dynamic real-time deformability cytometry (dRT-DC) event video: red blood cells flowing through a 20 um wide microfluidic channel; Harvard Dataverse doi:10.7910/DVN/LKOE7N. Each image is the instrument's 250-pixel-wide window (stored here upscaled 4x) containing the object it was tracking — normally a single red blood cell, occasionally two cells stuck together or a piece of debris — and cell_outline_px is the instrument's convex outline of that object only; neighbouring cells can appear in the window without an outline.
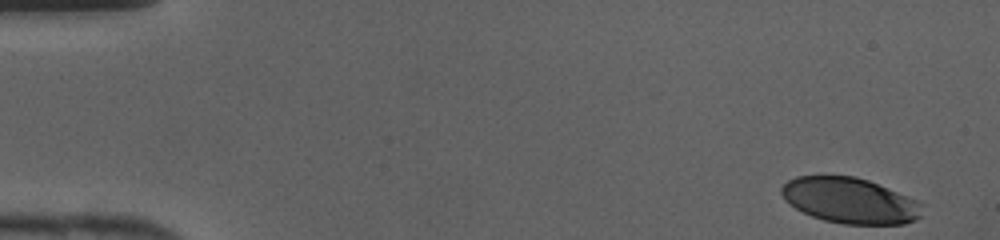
{"species": "human", "species_latin": "Homo sapiens", "temperature_condition": "cold", "stored_images_in_passage": 41, "camera_frame_rate_fps": 3000, "um_per_image_px": 0.085, "donor": {"sex": "female"}, "frame": {"image": 1, "passage_image": 1, "time_ms": 0.0, "image_size_px": [1000, 240], "cell_outline_px": [[920, 216], [916, 220], [904, 224], [844, 224], [824, 220], [812, 216], [796, 208], [780, 192], [780, 188], [788, 180], [796, 176], [856, 176], [868, 180], [916, 200], [920, 204]], "centroid_in_image_um": [72.23, 17.04], "position_along_channel_um": 12.8, "area_um2": 36.88}}
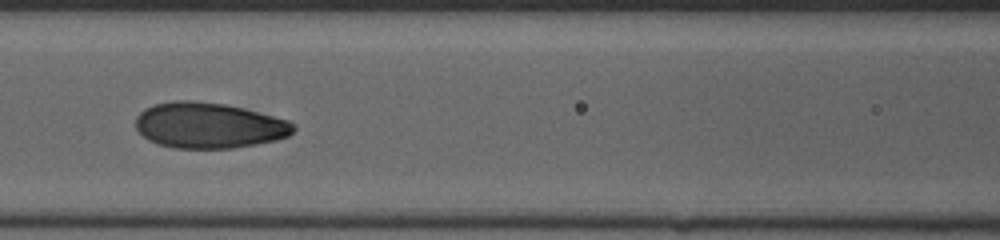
{"frame": {"image": 2, "passage_image": 18, "time_ms": 5.667, "image_size_px": [1000, 240], "cell_outline_px": [[296, 128], [288, 136], [276, 140], [256, 144], [232, 148], [176, 148], [156, 144], [148, 140], [136, 128], [136, 116], [144, 108], [152, 104], [176, 100], [192, 100], [224, 104], [288, 120], [296, 124]], "centroid_in_image_um": [17.72, 10.66], "position_along_channel_um": 148.9, "area_um2": 41.96}}
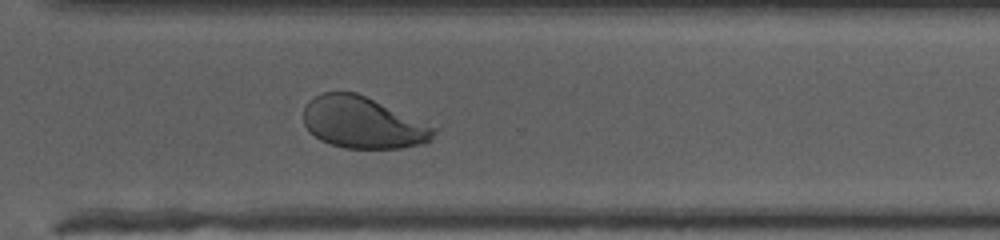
{"frame": {"image": 3, "passage_image": 30, "time_ms": 9.667, "image_size_px": [1000, 240], "cell_outline_px": [[440, 128], [424, 144], [400, 148], [344, 148], [320, 140], [304, 124], [304, 108], [308, 100], [324, 92], [356, 92]], "centroid_in_image_um": [30.87, 10.42], "position_along_channel_um": 339.7, "area_um2": 39.02}}